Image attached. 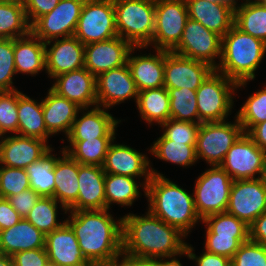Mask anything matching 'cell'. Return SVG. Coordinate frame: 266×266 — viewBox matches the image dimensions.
<instances>
[{
    "instance_id": "1",
    "label": "cell",
    "mask_w": 266,
    "mask_h": 266,
    "mask_svg": "<svg viewBox=\"0 0 266 266\" xmlns=\"http://www.w3.org/2000/svg\"><path fill=\"white\" fill-rule=\"evenodd\" d=\"M145 214L127 213L123 218L122 252L141 258H164L181 254L187 237L148 209Z\"/></svg>"
},
{
    "instance_id": "2",
    "label": "cell",
    "mask_w": 266,
    "mask_h": 266,
    "mask_svg": "<svg viewBox=\"0 0 266 266\" xmlns=\"http://www.w3.org/2000/svg\"><path fill=\"white\" fill-rule=\"evenodd\" d=\"M104 210L68 211L66 222L78 240L84 257L93 265L117 259L122 253L123 218Z\"/></svg>"
},
{
    "instance_id": "3",
    "label": "cell",
    "mask_w": 266,
    "mask_h": 266,
    "mask_svg": "<svg viewBox=\"0 0 266 266\" xmlns=\"http://www.w3.org/2000/svg\"><path fill=\"white\" fill-rule=\"evenodd\" d=\"M152 166L150 162L152 176L146 185L147 208L187 237L199 222L202 223L195 209L194 195Z\"/></svg>"
},
{
    "instance_id": "4",
    "label": "cell",
    "mask_w": 266,
    "mask_h": 266,
    "mask_svg": "<svg viewBox=\"0 0 266 266\" xmlns=\"http://www.w3.org/2000/svg\"><path fill=\"white\" fill-rule=\"evenodd\" d=\"M266 54V43L259 38L242 32L235 25L222 37L221 58L216 71L237 83L243 89L256 77Z\"/></svg>"
},
{
    "instance_id": "5",
    "label": "cell",
    "mask_w": 266,
    "mask_h": 266,
    "mask_svg": "<svg viewBox=\"0 0 266 266\" xmlns=\"http://www.w3.org/2000/svg\"><path fill=\"white\" fill-rule=\"evenodd\" d=\"M116 30L133 47H149L155 30V0H113Z\"/></svg>"
},
{
    "instance_id": "6",
    "label": "cell",
    "mask_w": 266,
    "mask_h": 266,
    "mask_svg": "<svg viewBox=\"0 0 266 266\" xmlns=\"http://www.w3.org/2000/svg\"><path fill=\"white\" fill-rule=\"evenodd\" d=\"M237 83L215 69L196 90L199 123L223 122L230 116Z\"/></svg>"
},
{
    "instance_id": "7",
    "label": "cell",
    "mask_w": 266,
    "mask_h": 266,
    "mask_svg": "<svg viewBox=\"0 0 266 266\" xmlns=\"http://www.w3.org/2000/svg\"><path fill=\"white\" fill-rule=\"evenodd\" d=\"M234 122L201 123L197 134L195 152L197 161L205 160L209 166H220L228 150L244 133L236 116Z\"/></svg>"
},
{
    "instance_id": "8",
    "label": "cell",
    "mask_w": 266,
    "mask_h": 266,
    "mask_svg": "<svg viewBox=\"0 0 266 266\" xmlns=\"http://www.w3.org/2000/svg\"><path fill=\"white\" fill-rule=\"evenodd\" d=\"M232 178L220 167L210 166L195 180L194 205L201 220L205 217L226 212Z\"/></svg>"
},
{
    "instance_id": "9",
    "label": "cell",
    "mask_w": 266,
    "mask_h": 266,
    "mask_svg": "<svg viewBox=\"0 0 266 266\" xmlns=\"http://www.w3.org/2000/svg\"><path fill=\"white\" fill-rule=\"evenodd\" d=\"M74 36L84 45L118 36L113 0H85Z\"/></svg>"
},
{
    "instance_id": "10",
    "label": "cell",
    "mask_w": 266,
    "mask_h": 266,
    "mask_svg": "<svg viewBox=\"0 0 266 266\" xmlns=\"http://www.w3.org/2000/svg\"><path fill=\"white\" fill-rule=\"evenodd\" d=\"M188 19L185 0H155V30L149 46L172 51L179 44Z\"/></svg>"
},
{
    "instance_id": "11",
    "label": "cell",
    "mask_w": 266,
    "mask_h": 266,
    "mask_svg": "<svg viewBox=\"0 0 266 266\" xmlns=\"http://www.w3.org/2000/svg\"><path fill=\"white\" fill-rule=\"evenodd\" d=\"M221 45L220 35L208 30L201 23L188 19L181 40L172 51L205 62L216 69L221 58Z\"/></svg>"
},
{
    "instance_id": "12",
    "label": "cell",
    "mask_w": 266,
    "mask_h": 266,
    "mask_svg": "<svg viewBox=\"0 0 266 266\" xmlns=\"http://www.w3.org/2000/svg\"><path fill=\"white\" fill-rule=\"evenodd\" d=\"M85 0H60L49 13L39 17L31 32L42 42L74 36Z\"/></svg>"
},
{
    "instance_id": "13",
    "label": "cell",
    "mask_w": 266,
    "mask_h": 266,
    "mask_svg": "<svg viewBox=\"0 0 266 266\" xmlns=\"http://www.w3.org/2000/svg\"><path fill=\"white\" fill-rule=\"evenodd\" d=\"M266 158V151L243 133L228 150L220 167L232 180L258 179Z\"/></svg>"
},
{
    "instance_id": "14",
    "label": "cell",
    "mask_w": 266,
    "mask_h": 266,
    "mask_svg": "<svg viewBox=\"0 0 266 266\" xmlns=\"http://www.w3.org/2000/svg\"><path fill=\"white\" fill-rule=\"evenodd\" d=\"M226 212L250 226L266 212V189L262 181L259 178L234 180Z\"/></svg>"
},
{
    "instance_id": "15",
    "label": "cell",
    "mask_w": 266,
    "mask_h": 266,
    "mask_svg": "<svg viewBox=\"0 0 266 266\" xmlns=\"http://www.w3.org/2000/svg\"><path fill=\"white\" fill-rule=\"evenodd\" d=\"M214 70L209 64L164 50V87L197 90Z\"/></svg>"
},
{
    "instance_id": "16",
    "label": "cell",
    "mask_w": 266,
    "mask_h": 266,
    "mask_svg": "<svg viewBox=\"0 0 266 266\" xmlns=\"http://www.w3.org/2000/svg\"><path fill=\"white\" fill-rule=\"evenodd\" d=\"M97 106L110 109L138 98V90L128 64L103 72L96 77Z\"/></svg>"
},
{
    "instance_id": "17",
    "label": "cell",
    "mask_w": 266,
    "mask_h": 266,
    "mask_svg": "<svg viewBox=\"0 0 266 266\" xmlns=\"http://www.w3.org/2000/svg\"><path fill=\"white\" fill-rule=\"evenodd\" d=\"M133 46L123 38L93 42L85 45L84 67L95 77L127 64Z\"/></svg>"
},
{
    "instance_id": "18",
    "label": "cell",
    "mask_w": 266,
    "mask_h": 266,
    "mask_svg": "<svg viewBox=\"0 0 266 266\" xmlns=\"http://www.w3.org/2000/svg\"><path fill=\"white\" fill-rule=\"evenodd\" d=\"M113 141L108 149L104 163L102 165L103 171L106 174H115L122 176H129L144 180V185L150 181L152 176L150 169L151 160L147 154L125 144H116Z\"/></svg>"
},
{
    "instance_id": "19",
    "label": "cell",
    "mask_w": 266,
    "mask_h": 266,
    "mask_svg": "<svg viewBox=\"0 0 266 266\" xmlns=\"http://www.w3.org/2000/svg\"><path fill=\"white\" fill-rule=\"evenodd\" d=\"M85 45L75 36L45 42V61L48 78L84 68Z\"/></svg>"
},
{
    "instance_id": "20",
    "label": "cell",
    "mask_w": 266,
    "mask_h": 266,
    "mask_svg": "<svg viewBox=\"0 0 266 266\" xmlns=\"http://www.w3.org/2000/svg\"><path fill=\"white\" fill-rule=\"evenodd\" d=\"M50 89L81 108L97 106L96 77L85 67L60 74L52 79Z\"/></svg>"
},
{
    "instance_id": "21",
    "label": "cell",
    "mask_w": 266,
    "mask_h": 266,
    "mask_svg": "<svg viewBox=\"0 0 266 266\" xmlns=\"http://www.w3.org/2000/svg\"><path fill=\"white\" fill-rule=\"evenodd\" d=\"M48 144L39 138L18 134L6 135L0 145V165L26 169L52 148V145Z\"/></svg>"
},
{
    "instance_id": "22",
    "label": "cell",
    "mask_w": 266,
    "mask_h": 266,
    "mask_svg": "<svg viewBox=\"0 0 266 266\" xmlns=\"http://www.w3.org/2000/svg\"><path fill=\"white\" fill-rule=\"evenodd\" d=\"M79 114L81 116H79ZM122 121L116 119L107 108L92 107L82 108L76 119L69 135L65 140H87L98 137H116L117 127Z\"/></svg>"
},
{
    "instance_id": "23",
    "label": "cell",
    "mask_w": 266,
    "mask_h": 266,
    "mask_svg": "<svg viewBox=\"0 0 266 266\" xmlns=\"http://www.w3.org/2000/svg\"><path fill=\"white\" fill-rule=\"evenodd\" d=\"M189 19L223 37L234 25L237 1L185 0Z\"/></svg>"
},
{
    "instance_id": "24",
    "label": "cell",
    "mask_w": 266,
    "mask_h": 266,
    "mask_svg": "<svg viewBox=\"0 0 266 266\" xmlns=\"http://www.w3.org/2000/svg\"><path fill=\"white\" fill-rule=\"evenodd\" d=\"M45 250L49 262L56 266H93L84 257L75 233L67 222L45 235Z\"/></svg>"
},
{
    "instance_id": "25",
    "label": "cell",
    "mask_w": 266,
    "mask_h": 266,
    "mask_svg": "<svg viewBox=\"0 0 266 266\" xmlns=\"http://www.w3.org/2000/svg\"><path fill=\"white\" fill-rule=\"evenodd\" d=\"M147 48L133 47L127 60L138 92L164 86V50L154 49L155 54L150 52L134 56L136 49L140 52V49Z\"/></svg>"
},
{
    "instance_id": "26",
    "label": "cell",
    "mask_w": 266,
    "mask_h": 266,
    "mask_svg": "<svg viewBox=\"0 0 266 266\" xmlns=\"http://www.w3.org/2000/svg\"><path fill=\"white\" fill-rule=\"evenodd\" d=\"M105 175L101 166L79 164L78 198L68 211L106 209Z\"/></svg>"
},
{
    "instance_id": "27",
    "label": "cell",
    "mask_w": 266,
    "mask_h": 266,
    "mask_svg": "<svg viewBox=\"0 0 266 266\" xmlns=\"http://www.w3.org/2000/svg\"><path fill=\"white\" fill-rule=\"evenodd\" d=\"M47 91V95L42 99L44 123L47 131L52 136L62 132L67 137L78 112L82 108L67 98L59 96L50 88Z\"/></svg>"
},
{
    "instance_id": "28",
    "label": "cell",
    "mask_w": 266,
    "mask_h": 266,
    "mask_svg": "<svg viewBox=\"0 0 266 266\" xmlns=\"http://www.w3.org/2000/svg\"><path fill=\"white\" fill-rule=\"evenodd\" d=\"M60 157L54 166L55 188L53 198L69 210L78 198L79 163L74 160L63 148Z\"/></svg>"
},
{
    "instance_id": "29",
    "label": "cell",
    "mask_w": 266,
    "mask_h": 266,
    "mask_svg": "<svg viewBox=\"0 0 266 266\" xmlns=\"http://www.w3.org/2000/svg\"><path fill=\"white\" fill-rule=\"evenodd\" d=\"M37 248H45V234L26 219L0 231V253L13 256Z\"/></svg>"
},
{
    "instance_id": "30",
    "label": "cell",
    "mask_w": 266,
    "mask_h": 266,
    "mask_svg": "<svg viewBox=\"0 0 266 266\" xmlns=\"http://www.w3.org/2000/svg\"><path fill=\"white\" fill-rule=\"evenodd\" d=\"M14 64L16 74L32 77L46 70L45 42L32 32L14 39Z\"/></svg>"
},
{
    "instance_id": "31",
    "label": "cell",
    "mask_w": 266,
    "mask_h": 266,
    "mask_svg": "<svg viewBox=\"0 0 266 266\" xmlns=\"http://www.w3.org/2000/svg\"><path fill=\"white\" fill-rule=\"evenodd\" d=\"M18 135L39 138L47 143L52 135L47 131L41 101L18 90Z\"/></svg>"
},
{
    "instance_id": "32",
    "label": "cell",
    "mask_w": 266,
    "mask_h": 266,
    "mask_svg": "<svg viewBox=\"0 0 266 266\" xmlns=\"http://www.w3.org/2000/svg\"><path fill=\"white\" fill-rule=\"evenodd\" d=\"M137 179V180H136ZM138 180V178L106 174L105 175V198H106V209L112 208V204H117L121 207H129L141 197L142 192L146 196V186L144 181ZM139 182V183H138ZM140 187V188H139Z\"/></svg>"
},
{
    "instance_id": "33",
    "label": "cell",
    "mask_w": 266,
    "mask_h": 266,
    "mask_svg": "<svg viewBox=\"0 0 266 266\" xmlns=\"http://www.w3.org/2000/svg\"><path fill=\"white\" fill-rule=\"evenodd\" d=\"M137 110L147 125H161L170 118V98L166 87L138 92ZM154 123V124H153Z\"/></svg>"
},
{
    "instance_id": "34",
    "label": "cell",
    "mask_w": 266,
    "mask_h": 266,
    "mask_svg": "<svg viewBox=\"0 0 266 266\" xmlns=\"http://www.w3.org/2000/svg\"><path fill=\"white\" fill-rule=\"evenodd\" d=\"M116 137H98L87 140H67L69 145L62 146L74 160L82 165L101 166L104 163L110 144Z\"/></svg>"
},
{
    "instance_id": "35",
    "label": "cell",
    "mask_w": 266,
    "mask_h": 266,
    "mask_svg": "<svg viewBox=\"0 0 266 266\" xmlns=\"http://www.w3.org/2000/svg\"><path fill=\"white\" fill-rule=\"evenodd\" d=\"M235 3L234 25L242 32L266 43V7L262 3Z\"/></svg>"
},
{
    "instance_id": "36",
    "label": "cell",
    "mask_w": 266,
    "mask_h": 266,
    "mask_svg": "<svg viewBox=\"0 0 266 266\" xmlns=\"http://www.w3.org/2000/svg\"><path fill=\"white\" fill-rule=\"evenodd\" d=\"M196 145H185V142L168 140L163 134L148 148L152 156L180 167H190L197 163Z\"/></svg>"
},
{
    "instance_id": "37",
    "label": "cell",
    "mask_w": 266,
    "mask_h": 266,
    "mask_svg": "<svg viewBox=\"0 0 266 266\" xmlns=\"http://www.w3.org/2000/svg\"><path fill=\"white\" fill-rule=\"evenodd\" d=\"M51 148L43 157L30 164L25 170L30 187L41 197H53L55 188L54 166L60 156Z\"/></svg>"
},
{
    "instance_id": "38",
    "label": "cell",
    "mask_w": 266,
    "mask_h": 266,
    "mask_svg": "<svg viewBox=\"0 0 266 266\" xmlns=\"http://www.w3.org/2000/svg\"><path fill=\"white\" fill-rule=\"evenodd\" d=\"M205 238L249 239V226L227 212L212 214L202 220Z\"/></svg>"
},
{
    "instance_id": "39",
    "label": "cell",
    "mask_w": 266,
    "mask_h": 266,
    "mask_svg": "<svg viewBox=\"0 0 266 266\" xmlns=\"http://www.w3.org/2000/svg\"><path fill=\"white\" fill-rule=\"evenodd\" d=\"M58 208L64 212L63 214L67 215L68 210L53 197H41L25 219L47 235L66 222V219L59 221Z\"/></svg>"
},
{
    "instance_id": "40",
    "label": "cell",
    "mask_w": 266,
    "mask_h": 266,
    "mask_svg": "<svg viewBox=\"0 0 266 266\" xmlns=\"http://www.w3.org/2000/svg\"><path fill=\"white\" fill-rule=\"evenodd\" d=\"M31 32L23 5L0 1V38L15 39Z\"/></svg>"
},
{
    "instance_id": "41",
    "label": "cell",
    "mask_w": 266,
    "mask_h": 266,
    "mask_svg": "<svg viewBox=\"0 0 266 266\" xmlns=\"http://www.w3.org/2000/svg\"><path fill=\"white\" fill-rule=\"evenodd\" d=\"M170 98V118L199 123L196 90L186 87L167 88Z\"/></svg>"
},
{
    "instance_id": "42",
    "label": "cell",
    "mask_w": 266,
    "mask_h": 266,
    "mask_svg": "<svg viewBox=\"0 0 266 266\" xmlns=\"http://www.w3.org/2000/svg\"><path fill=\"white\" fill-rule=\"evenodd\" d=\"M236 113L235 116L242 125L244 133L254 125L266 121V85L248 96Z\"/></svg>"
},
{
    "instance_id": "43",
    "label": "cell",
    "mask_w": 266,
    "mask_h": 266,
    "mask_svg": "<svg viewBox=\"0 0 266 266\" xmlns=\"http://www.w3.org/2000/svg\"><path fill=\"white\" fill-rule=\"evenodd\" d=\"M30 187L25 169L11 168L0 165V197L7 199Z\"/></svg>"
},
{
    "instance_id": "44",
    "label": "cell",
    "mask_w": 266,
    "mask_h": 266,
    "mask_svg": "<svg viewBox=\"0 0 266 266\" xmlns=\"http://www.w3.org/2000/svg\"><path fill=\"white\" fill-rule=\"evenodd\" d=\"M0 128L5 135L18 133V89L0 92Z\"/></svg>"
},
{
    "instance_id": "45",
    "label": "cell",
    "mask_w": 266,
    "mask_h": 266,
    "mask_svg": "<svg viewBox=\"0 0 266 266\" xmlns=\"http://www.w3.org/2000/svg\"><path fill=\"white\" fill-rule=\"evenodd\" d=\"M201 123L179 121L169 118L161 124L162 134L171 141L185 142V145H196L197 134Z\"/></svg>"
},
{
    "instance_id": "46",
    "label": "cell",
    "mask_w": 266,
    "mask_h": 266,
    "mask_svg": "<svg viewBox=\"0 0 266 266\" xmlns=\"http://www.w3.org/2000/svg\"><path fill=\"white\" fill-rule=\"evenodd\" d=\"M15 75L14 39L0 38V92L17 89L13 86Z\"/></svg>"
},
{
    "instance_id": "47",
    "label": "cell",
    "mask_w": 266,
    "mask_h": 266,
    "mask_svg": "<svg viewBox=\"0 0 266 266\" xmlns=\"http://www.w3.org/2000/svg\"><path fill=\"white\" fill-rule=\"evenodd\" d=\"M233 266H266V247L248 240L231 259Z\"/></svg>"
},
{
    "instance_id": "48",
    "label": "cell",
    "mask_w": 266,
    "mask_h": 266,
    "mask_svg": "<svg viewBox=\"0 0 266 266\" xmlns=\"http://www.w3.org/2000/svg\"><path fill=\"white\" fill-rule=\"evenodd\" d=\"M249 239L205 238V251L232 259L242 243Z\"/></svg>"
},
{
    "instance_id": "49",
    "label": "cell",
    "mask_w": 266,
    "mask_h": 266,
    "mask_svg": "<svg viewBox=\"0 0 266 266\" xmlns=\"http://www.w3.org/2000/svg\"><path fill=\"white\" fill-rule=\"evenodd\" d=\"M39 198L41 196L32 188H29L19 194L8 197L7 200L22 219H25Z\"/></svg>"
},
{
    "instance_id": "50",
    "label": "cell",
    "mask_w": 266,
    "mask_h": 266,
    "mask_svg": "<svg viewBox=\"0 0 266 266\" xmlns=\"http://www.w3.org/2000/svg\"><path fill=\"white\" fill-rule=\"evenodd\" d=\"M12 258L15 266H46L49 263L45 248L16 252Z\"/></svg>"
},
{
    "instance_id": "51",
    "label": "cell",
    "mask_w": 266,
    "mask_h": 266,
    "mask_svg": "<svg viewBox=\"0 0 266 266\" xmlns=\"http://www.w3.org/2000/svg\"><path fill=\"white\" fill-rule=\"evenodd\" d=\"M185 249L187 251V258L195 261V266H228L231 263V259L209 253L205 250L198 256L195 254L194 247L189 243H186Z\"/></svg>"
},
{
    "instance_id": "52",
    "label": "cell",
    "mask_w": 266,
    "mask_h": 266,
    "mask_svg": "<svg viewBox=\"0 0 266 266\" xmlns=\"http://www.w3.org/2000/svg\"><path fill=\"white\" fill-rule=\"evenodd\" d=\"M59 1L60 0H27L24 9L30 25L39 17L51 12Z\"/></svg>"
},
{
    "instance_id": "53",
    "label": "cell",
    "mask_w": 266,
    "mask_h": 266,
    "mask_svg": "<svg viewBox=\"0 0 266 266\" xmlns=\"http://www.w3.org/2000/svg\"><path fill=\"white\" fill-rule=\"evenodd\" d=\"M22 217L13 209L10 202L0 197V231L17 224Z\"/></svg>"
},
{
    "instance_id": "54",
    "label": "cell",
    "mask_w": 266,
    "mask_h": 266,
    "mask_svg": "<svg viewBox=\"0 0 266 266\" xmlns=\"http://www.w3.org/2000/svg\"><path fill=\"white\" fill-rule=\"evenodd\" d=\"M249 240L266 247V212L249 226Z\"/></svg>"
},
{
    "instance_id": "55",
    "label": "cell",
    "mask_w": 266,
    "mask_h": 266,
    "mask_svg": "<svg viewBox=\"0 0 266 266\" xmlns=\"http://www.w3.org/2000/svg\"><path fill=\"white\" fill-rule=\"evenodd\" d=\"M247 135L259 146L262 150L266 151V121L254 125Z\"/></svg>"
},
{
    "instance_id": "56",
    "label": "cell",
    "mask_w": 266,
    "mask_h": 266,
    "mask_svg": "<svg viewBox=\"0 0 266 266\" xmlns=\"http://www.w3.org/2000/svg\"><path fill=\"white\" fill-rule=\"evenodd\" d=\"M129 266H159V258H141L129 255Z\"/></svg>"
},
{
    "instance_id": "57",
    "label": "cell",
    "mask_w": 266,
    "mask_h": 266,
    "mask_svg": "<svg viewBox=\"0 0 266 266\" xmlns=\"http://www.w3.org/2000/svg\"><path fill=\"white\" fill-rule=\"evenodd\" d=\"M182 256H187L186 249L179 255L159 258V266H183V264L179 260Z\"/></svg>"
},
{
    "instance_id": "58",
    "label": "cell",
    "mask_w": 266,
    "mask_h": 266,
    "mask_svg": "<svg viewBox=\"0 0 266 266\" xmlns=\"http://www.w3.org/2000/svg\"><path fill=\"white\" fill-rule=\"evenodd\" d=\"M100 266H129V255L122 252L117 259L103 263Z\"/></svg>"
},
{
    "instance_id": "59",
    "label": "cell",
    "mask_w": 266,
    "mask_h": 266,
    "mask_svg": "<svg viewBox=\"0 0 266 266\" xmlns=\"http://www.w3.org/2000/svg\"><path fill=\"white\" fill-rule=\"evenodd\" d=\"M0 266H15L12 256L0 253Z\"/></svg>"
},
{
    "instance_id": "60",
    "label": "cell",
    "mask_w": 266,
    "mask_h": 266,
    "mask_svg": "<svg viewBox=\"0 0 266 266\" xmlns=\"http://www.w3.org/2000/svg\"><path fill=\"white\" fill-rule=\"evenodd\" d=\"M259 179L262 181L263 186L266 189V158H265Z\"/></svg>"
},
{
    "instance_id": "61",
    "label": "cell",
    "mask_w": 266,
    "mask_h": 266,
    "mask_svg": "<svg viewBox=\"0 0 266 266\" xmlns=\"http://www.w3.org/2000/svg\"><path fill=\"white\" fill-rule=\"evenodd\" d=\"M1 2L15 3L20 5H25L27 0H0Z\"/></svg>"
},
{
    "instance_id": "62",
    "label": "cell",
    "mask_w": 266,
    "mask_h": 266,
    "mask_svg": "<svg viewBox=\"0 0 266 266\" xmlns=\"http://www.w3.org/2000/svg\"><path fill=\"white\" fill-rule=\"evenodd\" d=\"M5 136L6 135L3 133V131L0 128V145L2 144V141L4 140Z\"/></svg>"
},
{
    "instance_id": "63",
    "label": "cell",
    "mask_w": 266,
    "mask_h": 266,
    "mask_svg": "<svg viewBox=\"0 0 266 266\" xmlns=\"http://www.w3.org/2000/svg\"><path fill=\"white\" fill-rule=\"evenodd\" d=\"M242 1L253 2V3H262L265 0H242Z\"/></svg>"
},
{
    "instance_id": "64",
    "label": "cell",
    "mask_w": 266,
    "mask_h": 266,
    "mask_svg": "<svg viewBox=\"0 0 266 266\" xmlns=\"http://www.w3.org/2000/svg\"><path fill=\"white\" fill-rule=\"evenodd\" d=\"M210 1H237V0H210Z\"/></svg>"
},
{
    "instance_id": "65",
    "label": "cell",
    "mask_w": 266,
    "mask_h": 266,
    "mask_svg": "<svg viewBox=\"0 0 266 266\" xmlns=\"http://www.w3.org/2000/svg\"><path fill=\"white\" fill-rule=\"evenodd\" d=\"M46 266H56V265L49 262Z\"/></svg>"
},
{
    "instance_id": "66",
    "label": "cell",
    "mask_w": 266,
    "mask_h": 266,
    "mask_svg": "<svg viewBox=\"0 0 266 266\" xmlns=\"http://www.w3.org/2000/svg\"><path fill=\"white\" fill-rule=\"evenodd\" d=\"M262 4L266 7V0L262 2Z\"/></svg>"
}]
</instances>
